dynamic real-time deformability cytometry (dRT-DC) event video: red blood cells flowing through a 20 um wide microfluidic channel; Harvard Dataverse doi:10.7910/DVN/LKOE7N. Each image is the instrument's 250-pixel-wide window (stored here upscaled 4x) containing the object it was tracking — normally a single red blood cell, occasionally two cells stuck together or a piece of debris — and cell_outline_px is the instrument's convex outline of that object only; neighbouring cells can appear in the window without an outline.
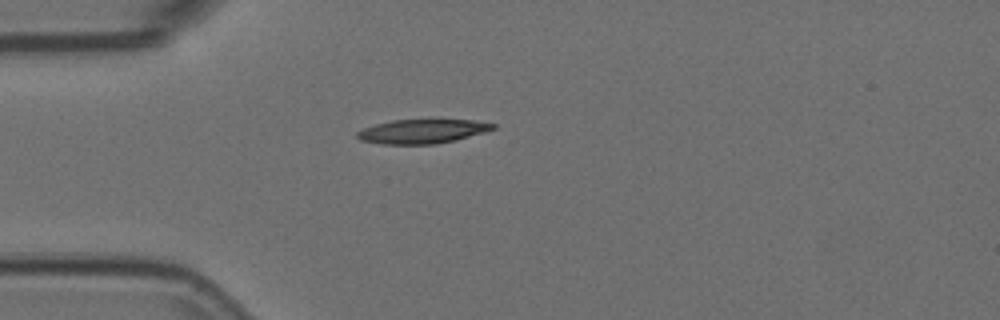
{"species": "Egyptian fruit bat (a non-hibernating species)", "species_latin": "Rousettus aegyptiacus", "temperature_condition": "room temperature", "stored_images_in_passage": 1, "camera_frame_rate_fps": 3000, "um_per_image_px": 0.085, "animal": {"sex": "female"}, "frame": {"image": 1, "passage_image": 1, "time_ms": 0.0, "image_size_px": [1000, 320], "cell_outline_px": [[496, 128], [484, 132], [456, 140], [436, 144], [384, 144], [360, 140], [356, 136], [356, 132], [364, 128], [376, 124], [392, 120], [472, 120], [496, 124]], "centroid_in_image_um": [35.89, 11.17], "position_along_channel_um": 49.1, "area_um2": 18.96}}